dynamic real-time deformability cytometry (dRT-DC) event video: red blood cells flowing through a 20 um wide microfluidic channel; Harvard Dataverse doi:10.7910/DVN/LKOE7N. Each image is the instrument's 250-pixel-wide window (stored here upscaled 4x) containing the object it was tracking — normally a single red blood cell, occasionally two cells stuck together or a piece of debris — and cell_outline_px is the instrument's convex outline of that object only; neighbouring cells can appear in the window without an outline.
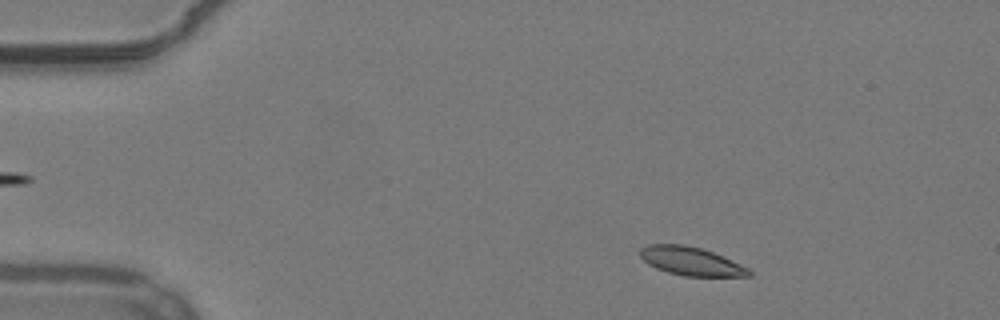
{"species": "common noctule bat (a hibernating species)", "species_latin": "Nyctalus noctula", "temperature_condition": "warm", "stored_images_in_passage": 50, "camera_frame_rate_fps": 3000, "um_per_image_px": 0.085, "animal": {"sex": "male", "body_mass_g": 19.2, "forearm_length_mm": 51.8}, "frame": {"image": 1, "passage_image": 5, "time_ms": 1.333, "image_size_px": [1000, 320], "cell_outline_px": [[752, 276], [684, 276], [668, 272], [656, 268], [648, 264], [640, 256], [640, 248], [648, 244], [684, 244], [700, 248], [712, 252], [740, 264], [748, 268], [752, 272]], "centroid_in_image_um": [58.71, 22.2], "position_along_channel_um": 26.3, "area_um2": 17.92}}
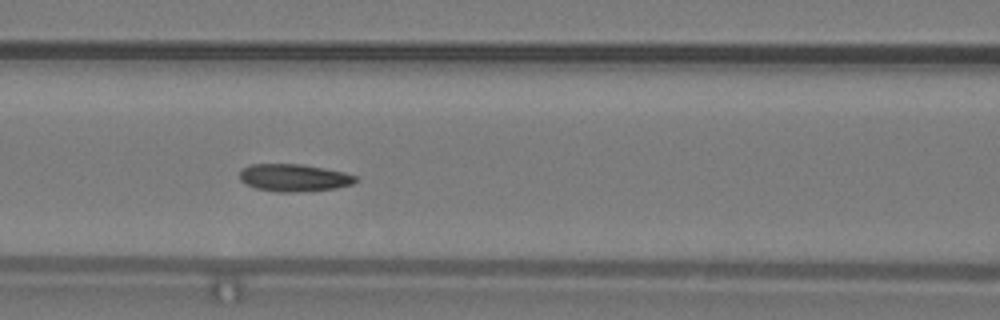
{"frame": {"image": 2, "passage_image": 20, "time_ms": 6.333, "image_size_px": [1000, 320], "cell_outline_px": [[360, 180], [352, 184], [336, 188], [292, 192], [276, 192], [256, 188], [240, 180], [240, 168], [252, 164], [300, 164], [324, 168], [344, 172], [356, 176]], "centroid_in_image_um": [24.99, 15.1], "position_along_channel_um": 141.6, "area_um2": 18.5}}
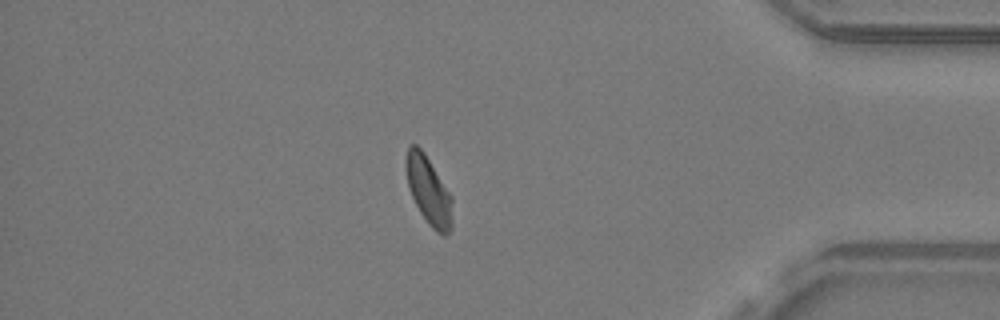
{"frame": {"image": 3, "passage_image": 43, "time_ms": 14.0, "image_size_px": [1000, 320], "cell_outline_px": [[452, 228], [444, 236], [436, 232], [428, 224], [420, 212], [412, 196], [408, 184], [404, 168], [404, 160], [408, 144], [416, 144], [424, 152], [452, 196]], "centroid_in_image_um": [36.41, 16.18], "position_along_channel_um": 398.8, "area_um2": 18.61}, "authors_computed_cell_mechanics": {"area_um2": 18.4382, "velocity_mm_per_s": 3.8121, "shape_relaxation_time_tau1_ms": 5.5571, "shape_relaxation_time_tau2_ms": 2.5206, "deformation_change_tau1": 0.1381, "deformation_change_tau2": 0.0778}}